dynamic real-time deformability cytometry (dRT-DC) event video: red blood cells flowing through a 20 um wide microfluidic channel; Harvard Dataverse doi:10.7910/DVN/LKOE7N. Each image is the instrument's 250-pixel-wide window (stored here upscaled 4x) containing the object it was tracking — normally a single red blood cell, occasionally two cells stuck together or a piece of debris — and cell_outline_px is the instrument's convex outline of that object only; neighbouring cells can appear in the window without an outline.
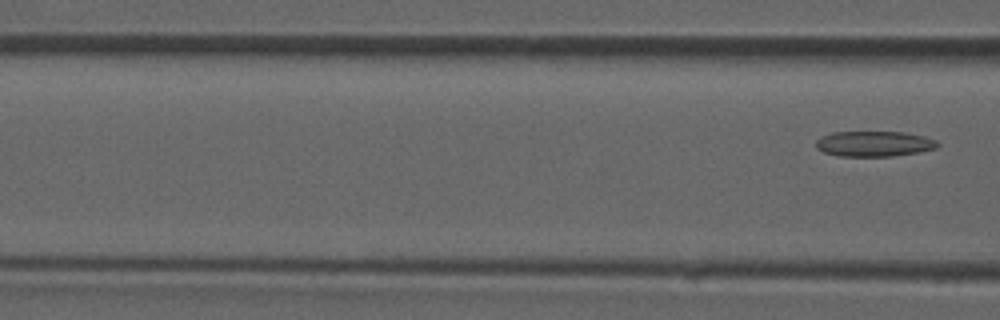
{"species": "common noctule bat (a hibernating species)", "species_latin": "Nyctalus noctula", "temperature_condition": "room temperature", "stored_images_in_passage": 6, "camera_frame_rate_fps": 3000, "um_per_image_px": 0.085, "animal": {"sex": "male", "forearm_length_mm": 52.5}, "frame": {"image": 1, "passage_image": 6, "time_ms": 1.667, "image_size_px": [1000, 320], "cell_outline_px": [[940, 144], [936, 148], [916, 152], [892, 156], [840, 156], [824, 152], [816, 148], [816, 140], [820, 136], [832, 132], [904, 132], [924, 136], [936, 140]], "centroid_in_image_um": [74.27, 12.21], "position_along_channel_um": 92.3, "area_um2": 17.98}}